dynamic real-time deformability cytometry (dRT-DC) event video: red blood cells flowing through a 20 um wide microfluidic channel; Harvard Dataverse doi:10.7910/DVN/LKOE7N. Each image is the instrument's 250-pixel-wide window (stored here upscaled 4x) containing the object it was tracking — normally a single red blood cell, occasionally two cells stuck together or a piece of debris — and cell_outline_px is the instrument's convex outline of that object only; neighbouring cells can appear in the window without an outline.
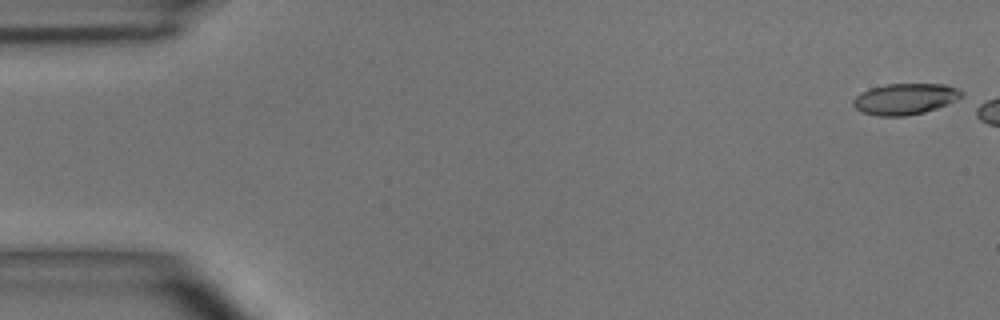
{"species": "common noctule bat (a hibernating species)", "species_latin": "Nyctalus noctula", "temperature_condition": "room temperature", "stored_images_in_passage": 7, "camera_frame_rate_fps": 3000, "um_per_image_px": 0.085, "animal": {"sex": "male", "body_mass_g": 15.6}, "frame": {"image": 1, "passage_image": 1, "time_ms": 0.0, "image_size_px": [1000, 320], "cell_outline_px": [[964, 96], [956, 100], [936, 108], [924, 112], [904, 116], [876, 116], [860, 112], [852, 104], [852, 100], [860, 92], [872, 88], [888, 84], [944, 84], [956, 88], [964, 92]], "centroid_in_image_um": [76.91, 8.41], "position_along_channel_um": 8.1, "area_um2": 19.65}}